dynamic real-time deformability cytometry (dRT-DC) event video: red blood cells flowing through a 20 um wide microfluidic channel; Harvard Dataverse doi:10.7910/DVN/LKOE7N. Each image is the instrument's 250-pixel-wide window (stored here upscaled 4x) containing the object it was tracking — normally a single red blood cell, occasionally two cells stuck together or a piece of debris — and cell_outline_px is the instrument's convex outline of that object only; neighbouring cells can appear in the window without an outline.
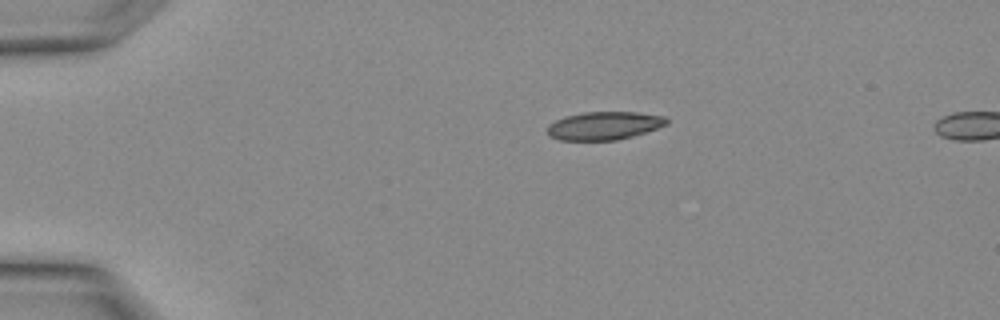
{"species": "Egyptian fruit bat (a non-hibernating species)", "species_latin": "Rousettus aegyptiacus", "temperature_condition": "warm", "stored_images_in_passage": 12, "camera_frame_rate_fps": 3000, "um_per_image_px": 0.085, "animal": {"sex": "female"}, "frame": {"image": 1, "passage_image": 1, "time_ms": 0.0, "image_size_px": [1000, 320], "cell_outline_px": [[668, 124], [632, 136], [616, 140], [560, 140], [548, 136], [548, 124], [564, 116], [584, 112], [636, 112], [664, 116], [668, 120]], "centroid_in_image_um": [51.32, 10.68], "position_along_channel_um": 33.7, "area_um2": 19.48}}
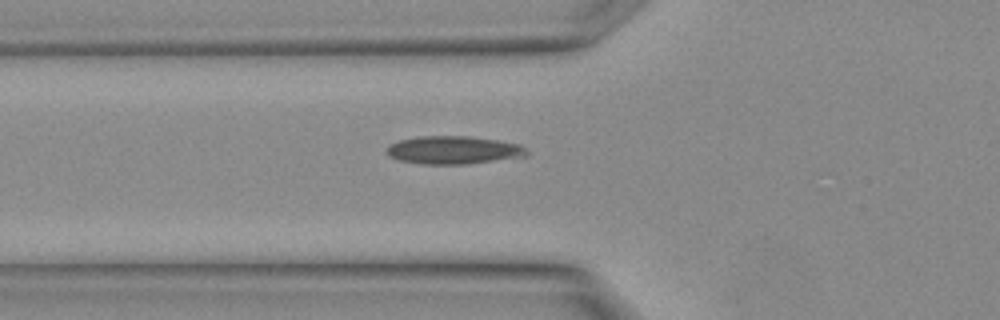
{"frame": {"image": 2, "passage_image": 6, "time_ms": 1.667, "image_size_px": [1000, 320], "cell_outline_px": [[528, 156], [468, 164], [420, 164], [400, 160], [388, 156], [388, 148], [392, 144], [400, 140], [420, 136], [468, 136], [496, 140], [520, 144], [528, 152]], "centroid_in_image_um": [38.58, 12.76], "position_along_channel_um": 87.2, "area_um2": 22.72}}
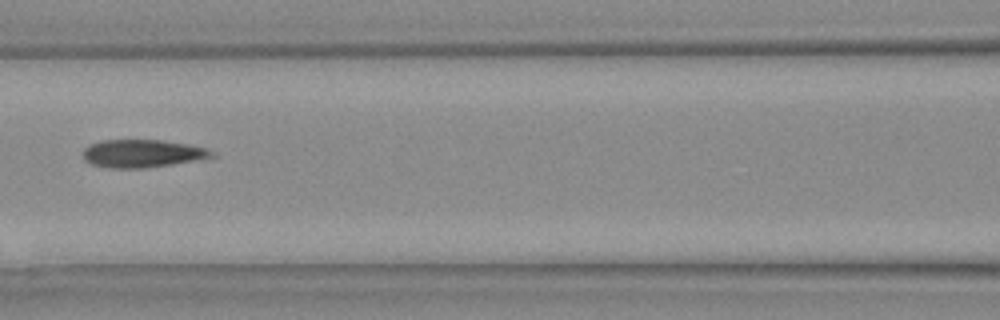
{"frame": {"image": 3, "passage_image": 9, "time_ms": 2.667, "image_size_px": [1000, 320], "cell_outline_px": [[216, 156], [144, 168], [112, 168], [92, 164], [84, 160], [80, 152], [88, 144], [100, 140], [160, 140], [188, 144], [208, 148], [216, 152]], "centroid_in_image_um": [12.04, 13.03], "position_along_channel_um": 154.6, "area_um2": 20.92}}